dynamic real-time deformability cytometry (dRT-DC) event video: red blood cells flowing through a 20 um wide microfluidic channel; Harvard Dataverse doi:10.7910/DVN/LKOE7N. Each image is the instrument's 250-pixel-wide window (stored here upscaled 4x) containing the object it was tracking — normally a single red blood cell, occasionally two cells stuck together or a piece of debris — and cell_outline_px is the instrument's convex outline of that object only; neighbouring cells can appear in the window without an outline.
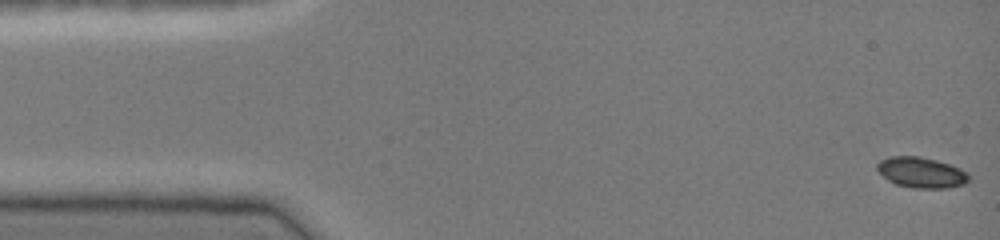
{"species": "common noctule bat (a hibernating species)", "species_latin": "Nyctalus noctula", "temperature_condition": "cold", "stored_images_in_passage": 46, "camera_frame_rate_fps": 3000, "um_per_image_px": 0.085, "animal": {"sex": "female", "body_mass_g": 19.0, "forearm_length_mm": 51.5}, "frame": {"image": 1, "passage_image": 1, "time_ms": 0.0, "image_size_px": [1000, 240], "cell_outline_px": [[968, 180], [964, 184], [948, 188], [912, 188], [896, 184], [888, 180], [876, 168], [876, 164], [880, 160], [888, 156], [920, 156], [936, 160], [960, 168], [968, 172]], "centroid_in_image_um": [78.3, 14.66], "position_along_channel_um": 6.7, "area_um2": 16.36}}
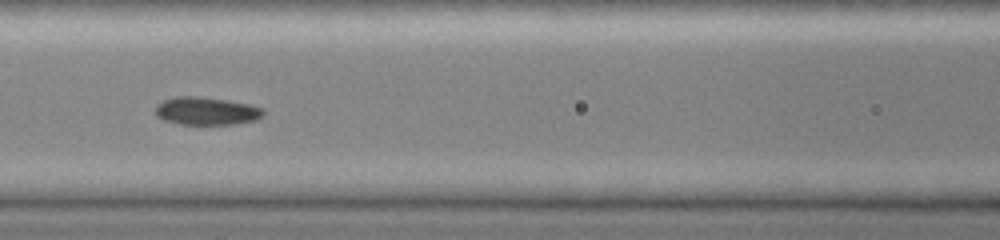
{"frame": {"image": 2, "passage_image": 20, "time_ms": 6.333, "image_size_px": [1000, 240], "cell_outline_px": [[264, 112], [256, 120], [232, 124], [180, 124], [164, 120], [156, 116], [156, 104], [164, 100], [176, 96], [196, 96], [224, 100], [248, 104], [264, 108]], "centroid_in_image_um": [17.51, 9.43], "position_along_channel_um": 149.1, "area_um2": 17.34}}
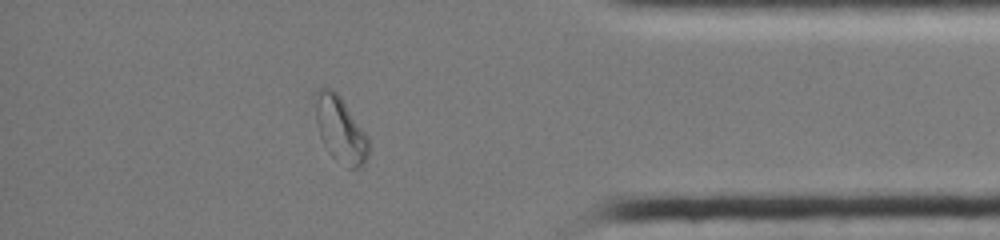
{"frame": {"image": 3, "passage_image": 40, "time_ms": 13.0, "image_size_px": [1000, 240], "cell_outline_px": [[368, 160], [360, 168], [348, 168], [324, 144], [320, 136], [316, 124], [312, 96], [312, 92], [316, 88], [332, 88], [340, 96], [368, 136]], "centroid_in_image_um": [28.89, 10.91], "position_along_channel_um": 406.3, "area_um2": 20.52}, "authors_computed_cell_mechanics": {"area_um2": 17.2822, "velocity_mm_per_s": 4.1045, "shape_relaxation_time_tau1_ms": 5.9193, "shape_relaxation_time_tau2_ms": 2.0569, "deformation_change_tau1": 0.1656, "deformation_change_tau2": 0.057}}